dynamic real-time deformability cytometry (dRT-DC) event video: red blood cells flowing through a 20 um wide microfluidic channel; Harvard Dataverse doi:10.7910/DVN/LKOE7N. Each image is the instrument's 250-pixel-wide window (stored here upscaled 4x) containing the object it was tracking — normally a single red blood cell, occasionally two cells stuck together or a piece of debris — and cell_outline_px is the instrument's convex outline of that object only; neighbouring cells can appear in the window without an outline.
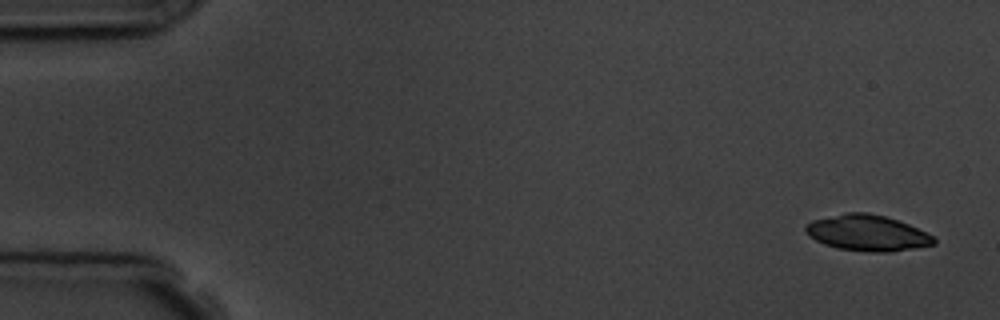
{"species": "common noctule bat (a hibernating species)", "species_latin": "Nyctalus noctula", "temperature_condition": "room temperature", "stored_images_in_passage": 5, "camera_frame_rate_fps": 3000, "um_per_image_px": 0.085, "animal": {"sex": "male", "body_mass_g": 19.5, "forearm_length_mm": 54.6}, "frame": {"image": 1, "passage_image": 1, "time_ms": 0.0, "image_size_px": [1000, 320], "cell_outline_px": [[936, 244], [916, 248], [892, 252], [868, 252], [836, 248], [824, 244], [808, 236], [804, 232], [804, 224], [812, 220], [848, 212], [868, 212], [884, 216], [908, 224], [932, 236], [936, 240]], "centroid_in_image_um": [73.68, 19.81], "position_along_channel_um": 11.3, "area_um2": 26.93}}